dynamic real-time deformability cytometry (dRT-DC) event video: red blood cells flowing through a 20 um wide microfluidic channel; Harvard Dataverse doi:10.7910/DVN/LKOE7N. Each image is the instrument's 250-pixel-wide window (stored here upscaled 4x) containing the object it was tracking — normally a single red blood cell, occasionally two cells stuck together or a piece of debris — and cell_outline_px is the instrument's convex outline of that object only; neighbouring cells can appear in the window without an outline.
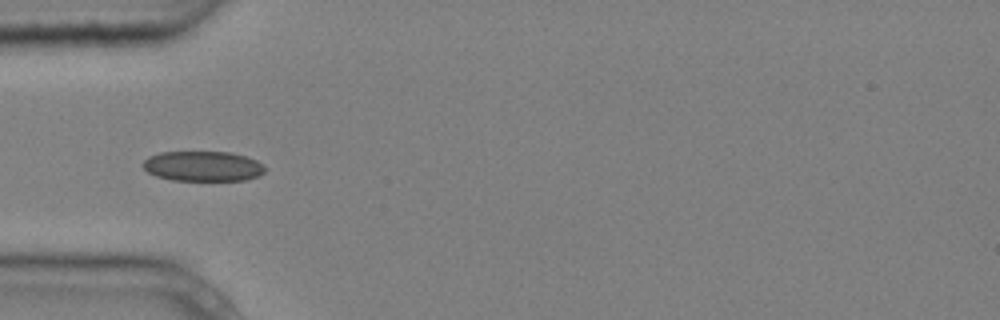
{"species": "common noctule bat (a hibernating species)", "species_latin": "Nyctalus noctula", "temperature_condition": "cold", "stored_images_in_passage": 6, "camera_frame_rate_fps": 3000, "um_per_image_px": 0.085, "animal": {"sex": "male", "body_mass_g": 20.4}, "frame": {"image": 1, "passage_image": 5, "time_ms": 1.333, "image_size_px": [1000, 320], "cell_outline_px": [[268, 168], [264, 172], [256, 176], [244, 180], [172, 180], [156, 176], [148, 172], [140, 164], [148, 156], [160, 152], [232, 152], [256, 160], [264, 164]], "centroid_in_image_um": [17.23, 14.12], "position_along_channel_um": 67.8, "area_um2": 21.5}}
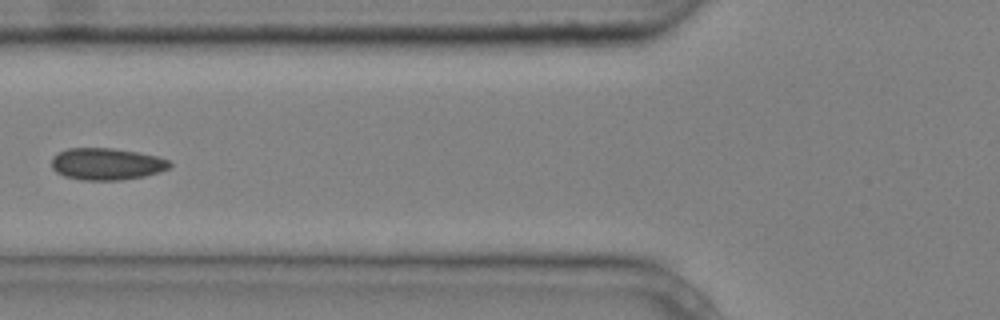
{"frame": {"image": 2, "passage_image": 6, "time_ms": 1.667, "image_size_px": [1000, 320], "cell_outline_px": [[172, 164], [168, 168], [144, 176], [120, 180], [84, 180], [64, 176], [56, 172], [52, 168], [52, 156], [68, 148], [112, 148], [136, 152], [156, 156], [168, 160]], "centroid_in_image_um": [9.02, 13.94], "position_along_channel_um": 116.8, "area_um2": 21.73}}